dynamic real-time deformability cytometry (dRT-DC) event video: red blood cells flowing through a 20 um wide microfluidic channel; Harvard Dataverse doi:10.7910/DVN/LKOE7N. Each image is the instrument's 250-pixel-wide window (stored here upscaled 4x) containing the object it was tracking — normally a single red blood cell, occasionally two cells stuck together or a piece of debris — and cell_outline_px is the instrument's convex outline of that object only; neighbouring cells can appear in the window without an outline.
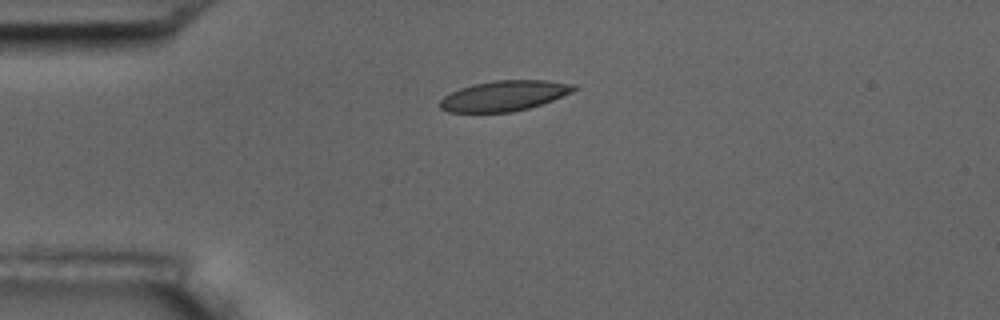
{"species": "common noctule bat (a hibernating species)", "species_latin": "Nyctalus noctula", "temperature_condition": "room temperature", "stored_images_in_passage": 3, "camera_frame_rate_fps": 3000, "um_per_image_px": 0.085, "animal": {"sex": "male", "body_mass_g": 17.5, "forearm_length_mm": 52.3}, "frame": {"image": 1, "passage_image": 2, "time_ms": 2.0, "image_size_px": [1000, 320], "cell_outline_px": [[580, 88], [572, 92], [552, 100], [528, 108], [512, 112], [448, 112], [440, 108], [440, 100], [444, 96], [460, 88], [472, 84], [496, 80], [548, 80], [576, 84]], "centroid_in_image_um": [42.88, 8.13], "position_along_channel_um": 42.1, "area_um2": 23.7}}